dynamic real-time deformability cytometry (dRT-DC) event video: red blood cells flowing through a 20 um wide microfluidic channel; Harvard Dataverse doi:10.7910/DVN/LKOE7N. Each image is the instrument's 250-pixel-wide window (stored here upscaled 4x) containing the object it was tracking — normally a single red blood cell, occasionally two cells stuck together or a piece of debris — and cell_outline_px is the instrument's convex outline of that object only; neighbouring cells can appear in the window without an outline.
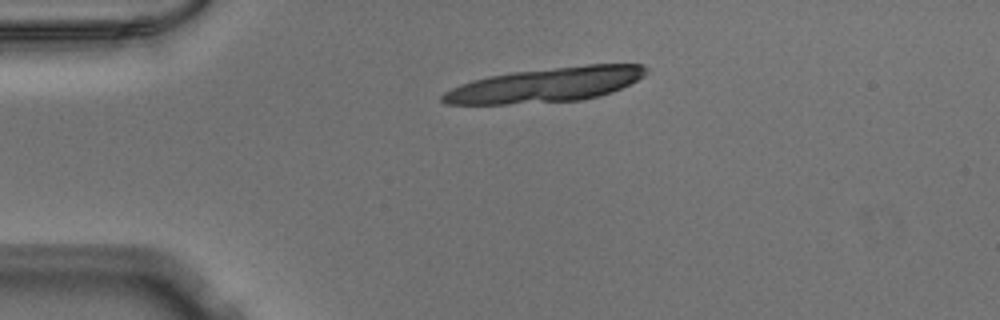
{"species": "Egyptian fruit bat (a non-hibernating species)", "species_latin": "Rousettus aegyptiacus", "temperature_condition": "warm", "stored_images_in_passage": 8, "camera_frame_rate_fps": 3000, "um_per_image_px": 0.085, "animal": {"sex": "male"}, "frame": {"image": 1, "passage_image": 1, "time_ms": 0.0, "image_size_px": [1000, 320], "cell_outline_px": [[648, 72], [644, 76], [612, 92], [600, 96], [580, 100], [508, 104], [444, 104], [440, 100], [440, 96], [444, 92], [460, 84], [472, 80], [488, 76], [512, 72], [588, 64], [644, 64], [648, 68]], "centroid_in_image_um": [46.38, 7.21], "position_along_channel_um": 38.6, "area_um2": 40.98}}